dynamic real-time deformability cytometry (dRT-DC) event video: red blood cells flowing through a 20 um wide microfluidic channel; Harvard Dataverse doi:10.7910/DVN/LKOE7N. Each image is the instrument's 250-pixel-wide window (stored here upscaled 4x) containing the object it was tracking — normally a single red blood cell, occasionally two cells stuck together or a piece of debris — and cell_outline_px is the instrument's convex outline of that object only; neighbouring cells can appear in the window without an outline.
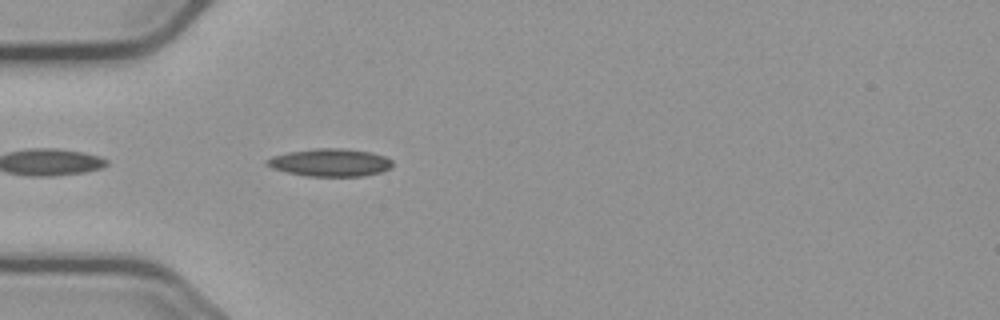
{"species": "common noctule bat (a hibernating species)", "species_latin": "Nyctalus noctula", "temperature_condition": "cold", "stored_images_in_passage": 6, "camera_frame_rate_fps": 3000, "um_per_image_px": 0.085, "animal": {"sex": "male", "body_mass_g": 23.1, "forearm_length_mm": 52.7}, "frame": {"image": 1, "passage_image": 3, "time_ms": 0.667, "image_size_px": [1000, 320], "cell_outline_px": [[392, 168], [380, 172], [364, 176], [308, 176], [288, 172], [272, 168], [264, 164], [264, 160], [272, 156], [288, 152], [316, 148], [340, 148], [372, 152], [384, 156], [392, 160]], "centroid_in_image_um": [28.05, 13.81], "position_along_channel_um": 56.9, "area_um2": 20.35}}